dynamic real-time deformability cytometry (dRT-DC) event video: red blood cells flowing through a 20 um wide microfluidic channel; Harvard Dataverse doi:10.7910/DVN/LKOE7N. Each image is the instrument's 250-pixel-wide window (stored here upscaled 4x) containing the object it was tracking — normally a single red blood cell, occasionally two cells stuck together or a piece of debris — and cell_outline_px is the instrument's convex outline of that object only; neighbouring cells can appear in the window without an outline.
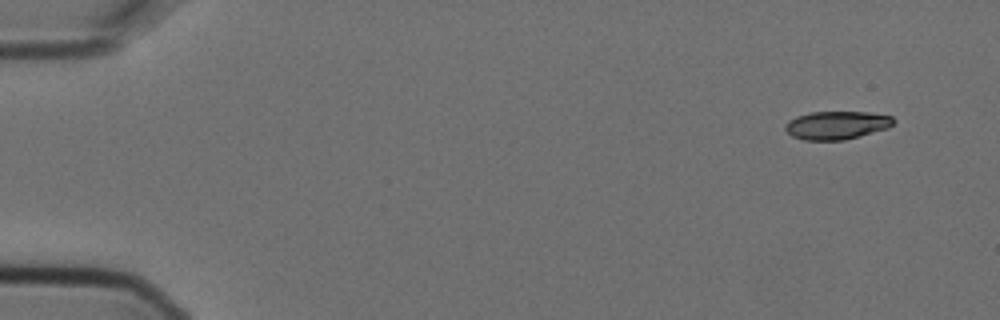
{"species": "Egyptian fruit bat (a non-hibernating species)", "species_latin": "Rousettus aegyptiacus", "temperature_condition": "cold", "stored_images_in_passage": 6, "camera_frame_rate_fps": 3000, "um_per_image_px": 0.085, "animal": {"sex": "female"}, "frame": {"image": 1, "passage_image": 1, "time_ms": 0.0, "image_size_px": [1000, 320], "cell_outline_px": [[896, 120], [888, 128], [844, 140], [804, 140], [792, 136], [784, 128], [784, 124], [788, 120], [796, 116], [812, 112], [868, 112], [892, 116]], "centroid_in_image_um": [71.1, 10.64], "position_along_channel_um": 13.9, "area_um2": 17.8}}
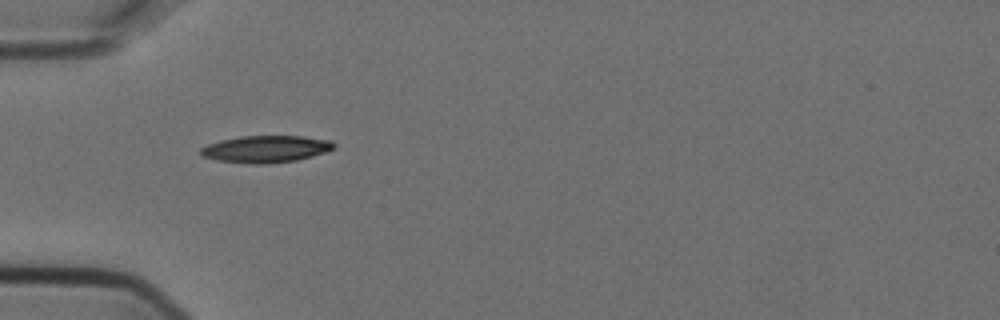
{"frame": {"image": 2, "passage_image": 5, "time_ms": 1.333, "image_size_px": [1000, 320], "cell_outline_px": [[336, 148], [312, 156], [296, 160], [268, 164], [248, 164], [216, 160], [200, 156], [200, 148], [208, 144], [220, 140], [240, 136], [304, 136], [332, 140], [336, 144]], "centroid_in_image_um": [22.59, 12.67], "position_along_channel_um": 62.4, "area_um2": 21.21}}
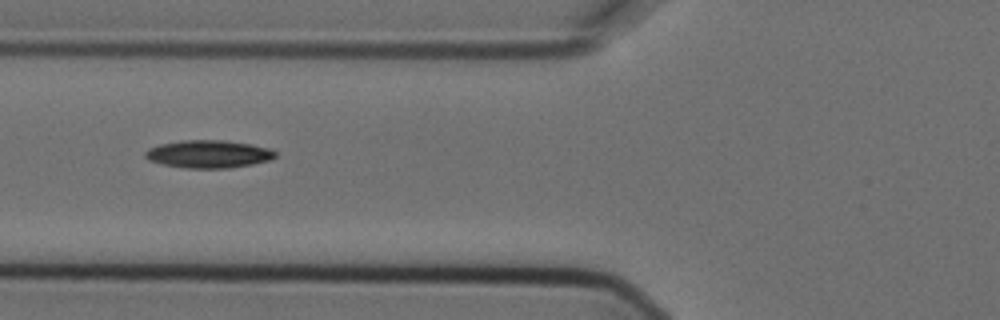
{"frame": {"image": 3, "passage_image": 6, "time_ms": 1.667, "image_size_px": [1000, 320], "cell_outline_px": [[276, 156], [272, 160], [252, 164], [228, 168], [184, 168], [164, 164], [148, 160], [144, 156], [144, 152], [148, 148], [160, 144], [184, 140], [224, 140], [252, 144], [272, 148], [276, 152]], "centroid_in_image_um": [17.76, 13.09], "position_along_channel_um": 108.0, "area_um2": 21.21}}